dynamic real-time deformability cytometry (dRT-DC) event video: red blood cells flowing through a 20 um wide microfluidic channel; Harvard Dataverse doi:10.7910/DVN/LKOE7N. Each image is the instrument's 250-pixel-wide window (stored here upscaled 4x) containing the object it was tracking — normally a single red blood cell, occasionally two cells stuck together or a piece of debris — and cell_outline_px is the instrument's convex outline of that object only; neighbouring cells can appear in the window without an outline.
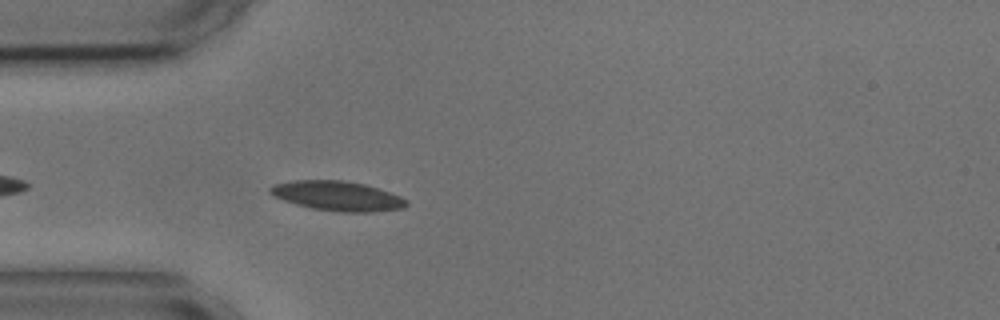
{"species": "common noctule bat (a hibernating species)", "species_latin": "Nyctalus noctula", "temperature_condition": "cold", "stored_images_in_passage": 12, "camera_frame_rate_fps": 3000, "um_per_image_px": 0.085, "animal": {"sex": "male", "body_mass_g": 17.9, "forearm_length_mm": 54.2}, "frame": {"image": 1, "passage_image": 2, "time_ms": 0.333, "image_size_px": [1000, 320], "cell_outline_px": [[408, 204], [404, 208], [372, 212], [340, 212], [312, 208], [296, 204], [272, 196], [268, 192], [268, 188], [272, 184], [292, 180], [344, 180], [364, 184], [400, 196], [408, 200]], "centroid_in_image_um": [28.64, 16.65], "position_along_channel_um": 56.4, "area_um2": 23.64}}